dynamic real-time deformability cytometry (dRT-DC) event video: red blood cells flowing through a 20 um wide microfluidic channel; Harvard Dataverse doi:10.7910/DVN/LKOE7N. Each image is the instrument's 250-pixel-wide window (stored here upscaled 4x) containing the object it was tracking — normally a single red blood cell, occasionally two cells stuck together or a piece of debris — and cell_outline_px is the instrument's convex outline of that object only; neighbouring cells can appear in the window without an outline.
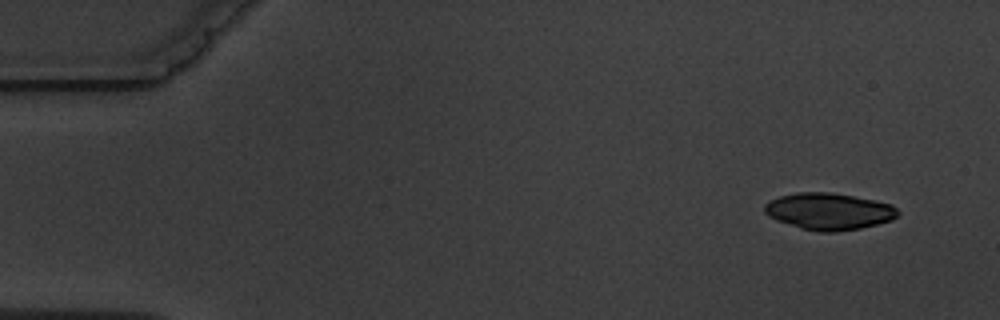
{"species": "common noctule bat (a hibernating species)", "species_latin": "Nyctalus noctula", "temperature_condition": "warm", "stored_images_in_passage": 4, "camera_frame_rate_fps": 3000, "um_per_image_px": 0.085, "animal": {"sex": "male", "body_mass_g": 19.5, "forearm_length_mm": 54.6}, "frame": {"image": 1, "passage_image": 1, "time_ms": 0.0, "image_size_px": [1000, 320], "cell_outline_px": [[900, 212], [892, 220], [860, 228], [836, 232], [820, 232], [800, 228], [776, 220], [768, 216], [764, 212], [764, 204], [768, 200], [780, 196], [796, 192], [828, 192], [852, 196], [892, 204]], "centroid_in_image_um": [70.42, 17.96], "position_along_channel_um": 14.6, "area_um2": 28.55}}